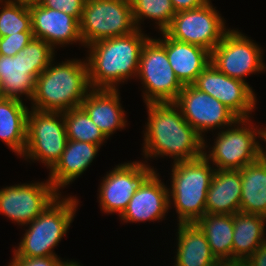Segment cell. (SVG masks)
I'll use <instances>...</instances> for the list:
<instances>
[{"mask_svg":"<svg viewBox=\"0 0 266 266\" xmlns=\"http://www.w3.org/2000/svg\"><path fill=\"white\" fill-rule=\"evenodd\" d=\"M146 108L148 120L142 149L145 163L156 157L169 156L176 163L203 155V138L174 102L146 103Z\"/></svg>","mask_w":266,"mask_h":266,"instance_id":"cell-1","label":"cell"},{"mask_svg":"<svg viewBox=\"0 0 266 266\" xmlns=\"http://www.w3.org/2000/svg\"><path fill=\"white\" fill-rule=\"evenodd\" d=\"M149 38L136 29L85 47L89 49L86 62L91 88L117 90L121 83L136 78L142 48Z\"/></svg>","mask_w":266,"mask_h":266,"instance_id":"cell-2","label":"cell"},{"mask_svg":"<svg viewBox=\"0 0 266 266\" xmlns=\"http://www.w3.org/2000/svg\"><path fill=\"white\" fill-rule=\"evenodd\" d=\"M54 59L36 78L31 108L65 112L80 107L92 90L86 59H71L54 65Z\"/></svg>","mask_w":266,"mask_h":266,"instance_id":"cell-3","label":"cell"},{"mask_svg":"<svg viewBox=\"0 0 266 266\" xmlns=\"http://www.w3.org/2000/svg\"><path fill=\"white\" fill-rule=\"evenodd\" d=\"M172 164L169 208L173 204L179 224L196 223L206 214V197L215 168L203 155Z\"/></svg>","mask_w":266,"mask_h":266,"instance_id":"cell-4","label":"cell"},{"mask_svg":"<svg viewBox=\"0 0 266 266\" xmlns=\"http://www.w3.org/2000/svg\"><path fill=\"white\" fill-rule=\"evenodd\" d=\"M79 200L76 196L61 197L51 202L32 222L13 251V257L58 256L54 247L67 235L75 217Z\"/></svg>","mask_w":266,"mask_h":266,"instance_id":"cell-5","label":"cell"},{"mask_svg":"<svg viewBox=\"0 0 266 266\" xmlns=\"http://www.w3.org/2000/svg\"><path fill=\"white\" fill-rule=\"evenodd\" d=\"M54 51L42 39L33 37L15 56L0 55V96L23 100L24 95L31 101L36 78L54 59Z\"/></svg>","mask_w":266,"mask_h":266,"instance_id":"cell-6","label":"cell"},{"mask_svg":"<svg viewBox=\"0 0 266 266\" xmlns=\"http://www.w3.org/2000/svg\"><path fill=\"white\" fill-rule=\"evenodd\" d=\"M251 123V118L238 119L234 125L220 130L213 147L207 146V139L203 140V156L215 165V170H240L261 157L262 144L257 141L261 140V128Z\"/></svg>","mask_w":266,"mask_h":266,"instance_id":"cell-7","label":"cell"},{"mask_svg":"<svg viewBox=\"0 0 266 266\" xmlns=\"http://www.w3.org/2000/svg\"><path fill=\"white\" fill-rule=\"evenodd\" d=\"M79 24L84 47L137 29L130 0H85Z\"/></svg>","mask_w":266,"mask_h":266,"instance_id":"cell-8","label":"cell"},{"mask_svg":"<svg viewBox=\"0 0 266 266\" xmlns=\"http://www.w3.org/2000/svg\"><path fill=\"white\" fill-rule=\"evenodd\" d=\"M30 110L22 157L37 160L50 171L60 160L68 141L63 112Z\"/></svg>","mask_w":266,"mask_h":266,"instance_id":"cell-9","label":"cell"},{"mask_svg":"<svg viewBox=\"0 0 266 266\" xmlns=\"http://www.w3.org/2000/svg\"><path fill=\"white\" fill-rule=\"evenodd\" d=\"M138 78L144 87L145 104L175 102L184 87L168 61L165 48L153 37L142 48Z\"/></svg>","mask_w":266,"mask_h":266,"instance_id":"cell-10","label":"cell"},{"mask_svg":"<svg viewBox=\"0 0 266 266\" xmlns=\"http://www.w3.org/2000/svg\"><path fill=\"white\" fill-rule=\"evenodd\" d=\"M209 0L201 7L176 12L164 31L174 40L200 46L210 53L230 30Z\"/></svg>","mask_w":266,"mask_h":266,"instance_id":"cell-11","label":"cell"},{"mask_svg":"<svg viewBox=\"0 0 266 266\" xmlns=\"http://www.w3.org/2000/svg\"><path fill=\"white\" fill-rule=\"evenodd\" d=\"M261 48L238 29H230L211 51L210 62L225 75L247 83V75L266 71Z\"/></svg>","mask_w":266,"mask_h":266,"instance_id":"cell-12","label":"cell"},{"mask_svg":"<svg viewBox=\"0 0 266 266\" xmlns=\"http://www.w3.org/2000/svg\"><path fill=\"white\" fill-rule=\"evenodd\" d=\"M148 164L144 161L124 162L102 177L98 201L103 213H118L119 217L123 214L141 183L155 171Z\"/></svg>","mask_w":266,"mask_h":266,"instance_id":"cell-13","label":"cell"},{"mask_svg":"<svg viewBox=\"0 0 266 266\" xmlns=\"http://www.w3.org/2000/svg\"><path fill=\"white\" fill-rule=\"evenodd\" d=\"M59 195L49 180L6 186L0 189V214L26 226Z\"/></svg>","mask_w":266,"mask_h":266,"instance_id":"cell-14","label":"cell"},{"mask_svg":"<svg viewBox=\"0 0 266 266\" xmlns=\"http://www.w3.org/2000/svg\"><path fill=\"white\" fill-rule=\"evenodd\" d=\"M174 103L203 140L205 132L228 128L239 119L219 100L193 85L184 86Z\"/></svg>","mask_w":266,"mask_h":266,"instance_id":"cell-15","label":"cell"},{"mask_svg":"<svg viewBox=\"0 0 266 266\" xmlns=\"http://www.w3.org/2000/svg\"><path fill=\"white\" fill-rule=\"evenodd\" d=\"M219 100L239 119L251 118L256 108V94L248 83L231 78L219 71L211 62L192 84Z\"/></svg>","mask_w":266,"mask_h":266,"instance_id":"cell-16","label":"cell"},{"mask_svg":"<svg viewBox=\"0 0 266 266\" xmlns=\"http://www.w3.org/2000/svg\"><path fill=\"white\" fill-rule=\"evenodd\" d=\"M34 38L42 39L54 50L57 46L81 43L79 21L60 10L45 8L39 3L29 6Z\"/></svg>","mask_w":266,"mask_h":266,"instance_id":"cell-17","label":"cell"},{"mask_svg":"<svg viewBox=\"0 0 266 266\" xmlns=\"http://www.w3.org/2000/svg\"><path fill=\"white\" fill-rule=\"evenodd\" d=\"M153 171L136 190L119 219L123 222L161 221L169 208L168 187Z\"/></svg>","mask_w":266,"mask_h":266,"instance_id":"cell-18","label":"cell"},{"mask_svg":"<svg viewBox=\"0 0 266 266\" xmlns=\"http://www.w3.org/2000/svg\"><path fill=\"white\" fill-rule=\"evenodd\" d=\"M119 94L118 89H92L80 105L107 139L127 125Z\"/></svg>","mask_w":266,"mask_h":266,"instance_id":"cell-19","label":"cell"},{"mask_svg":"<svg viewBox=\"0 0 266 266\" xmlns=\"http://www.w3.org/2000/svg\"><path fill=\"white\" fill-rule=\"evenodd\" d=\"M156 40L165 48L168 61L183 86L192 85L198 75L209 65L211 53L200 46L180 42L161 32Z\"/></svg>","mask_w":266,"mask_h":266,"instance_id":"cell-20","label":"cell"},{"mask_svg":"<svg viewBox=\"0 0 266 266\" xmlns=\"http://www.w3.org/2000/svg\"><path fill=\"white\" fill-rule=\"evenodd\" d=\"M100 145L68 140L60 160L50 170L48 180L54 189H60L74 182L91 165L100 150ZM62 187V188H61Z\"/></svg>","mask_w":266,"mask_h":266,"instance_id":"cell-21","label":"cell"},{"mask_svg":"<svg viewBox=\"0 0 266 266\" xmlns=\"http://www.w3.org/2000/svg\"><path fill=\"white\" fill-rule=\"evenodd\" d=\"M240 170H215L206 197V214L234 215L240 211Z\"/></svg>","mask_w":266,"mask_h":266,"instance_id":"cell-22","label":"cell"},{"mask_svg":"<svg viewBox=\"0 0 266 266\" xmlns=\"http://www.w3.org/2000/svg\"><path fill=\"white\" fill-rule=\"evenodd\" d=\"M177 251L174 266H217L204 232L196 223H177Z\"/></svg>","mask_w":266,"mask_h":266,"instance_id":"cell-23","label":"cell"},{"mask_svg":"<svg viewBox=\"0 0 266 266\" xmlns=\"http://www.w3.org/2000/svg\"><path fill=\"white\" fill-rule=\"evenodd\" d=\"M28 113L23 100L0 96V140L20 158L26 146Z\"/></svg>","mask_w":266,"mask_h":266,"instance_id":"cell-24","label":"cell"},{"mask_svg":"<svg viewBox=\"0 0 266 266\" xmlns=\"http://www.w3.org/2000/svg\"><path fill=\"white\" fill-rule=\"evenodd\" d=\"M266 217L259 214H234L232 262L243 263L266 242Z\"/></svg>","mask_w":266,"mask_h":266,"instance_id":"cell-25","label":"cell"},{"mask_svg":"<svg viewBox=\"0 0 266 266\" xmlns=\"http://www.w3.org/2000/svg\"><path fill=\"white\" fill-rule=\"evenodd\" d=\"M240 173L242 191L239 212L266 217V161L260 157L240 169Z\"/></svg>","mask_w":266,"mask_h":266,"instance_id":"cell-26","label":"cell"},{"mask_svg":"<svg viewBox=\"0 0 266 266\" xmlns=\"http://www.w3.org/2000/svg\"><path fill=\"white\" fill-rule=\"evenodd\" d=\"M196 224L204 232L216 259L220 263L232 262L234 215L205 214Z\"/></svg>","mask_w":266,"mask_h":266,"instance_id":"cell-27","label":"cell"},{"mask_svg":"<svg viewBox=\"0 0 266 266\" xmlns=\"http://www.w3.org/2000/svg\"><path fill=\"white\" fill-rule=\"evenodd\" d=\"M63 116L68 140L88 142L100 146L108 140L81 107L69 109L63 112Z\"/></svg>","mask_w":266,"mask_h":266,"instance_id":"cell-28","label":"cell"},{"mask_svg":"<svg viewBox=\"0 0 266 266\" xmlns=\"http://www.w3.org/2000/svg\"><path fill=\"white\" fill-rule=\"evenodd\" d=\"M130 2L137 29H141L142 22L149 18L156 21L157 27L155 28L164 32L170 26L176 14L171 0H130Z\"/></svg>","mask_w":266,"mask_h":266,"instance_id":"cell-29","label":"cell"},{"mask_svg":"<svg viewBox=\"0 0 266 266\" xmlns=\"http://www.w3.org/2000/svg\"><path fill=\"white\" fill-rule=\"evenodd\" d=\"M0 37L32 31L29 6L0 1Z\"/></svg>","mask_w":266,"mask_h":266,"instance_id":"cell-30","label":"cell"},{"mask_svg":"<svg viewBox=\"0 0 266 266\" xmlns=\"http://www.w3.org/2000/svg\"><path fill=\"white\" fill-rule=\"evenodd\" d=\"M32 38V31L18 32L14 35L0 37V55L15 56Z\"/></svg>","mask_w":266,"mask_h":266,"instance_id":"cell-31","label":"cell"},{"mask_svg":"<svg viewBox=\"0 0 266 266\" xmlns=\"http://www.w3.org/2000/svg\"><path fill=\"white\" fill-rule=\"evenodd\" d=\"M38 3L45 8L60 10L80 22L85 0H39Z\"/></svg>","mask_w":266,"mask_h":266,"instance_id":"cell-32","label":"cell"},{"mask_svg":"<svg viewBox=\"0 0 266 266\" xmlns=\"http://www.w3.org/2000/svg\"><path fill=\"white\" fill-rule=\"evenodd\" d=\"M58 256L13 257L8 266H70L74 261H62Z\"/></svg>","mask_w":266,"mask_h":266,"instance_id":"cell-33","label":"cell"},{"mask_svg":"<svg viewBox=\"0 0 266 266\" xmlns=\"http://www.w3.org/2000/svg\"><path fill=\"white\" fill-rule=\"evenodd\" d=\"M243 264L244 266H266V242L244 261Z\"/></svg>","mask_w":266,"mask_h":266,"instance_id":"cell-34","label":"cell"},{"mask_svg":"<svg viewBox=\"0 0 266 266\" xmlns=\"http://www.w3.org/2000/svg\"><path fill=\"white\" fill-rule=\"evenodd\" d=\"M209 0H171L175 12L201 7Z\"/></svg>","mask_w":266,"mask_h":266,"instance_id":"cell-35","label":"cell"},{"mask_svg":"<svg viewBox=\"0 0 266 266\" xmlns=\"http://www.w3.org/2000/svg\"><path fill=\"white\" fill-rule=\"evenodd\" d=\"M6 3H14V4H24L27 6L33 5L35 3H38L39 0H0Z\"/></svg>","mask_w":266,"mask_h":266,"instance_id":"cell-36","label":"cell"},{"mask_svg":"<svg viewBox=\"0 0 266 266\" xmlns=\"http://www.w3.org/2000/svg\"><path fill=\"white\" fill-rule=\"evenodd\" d=\"M266 142V128H261V141ZM266 144V143H265ZM264 149V150H263ZM261 155H266V147L263 148L262 146V154Z\"/></svg>","mask_w":266,"mask_h":266,"instance_id":"cell-37","label":"cell"},{"mask_svg":"<svg viewBox=\"0 0 266 266\" xmlns=\"http://www.w3.org/2000/svg\"><path fill=\"white\" fill-rule=\"evenodd\" d=\"M217 266H244V264L236 262H224V263H219Z\"/></svg>","mask_w":266,"mask_h":266,"instance_id":"cell-38","label":"cell"},{"mask_svg":"<svg viewBox=\"0 0 266 266\" xmlns=\"http://www.w3.org/2000/svg\"><path fill=\"white\" fill-rule=\"evenodd\" d=\"M70 266H81V265L79 264V262L75 261V263L70 264Z\"/></svg>","mask_w":266,"mask_h":266,"instance_id":"cell-39","label":"cell"},{"mask_svg":"<svg viewBox=\"0 0 266 266\" xmlns=\"http://www.w3.org/2000/svg\"><path fill=\"white\" fill-rule=\"evenodd\" d=\"M261 157L266 161V155H261Z\"/></svg>","mask_w":266,"mask_h":266,"instance_id":"cell-40","label":"cell"}]
</instances>
